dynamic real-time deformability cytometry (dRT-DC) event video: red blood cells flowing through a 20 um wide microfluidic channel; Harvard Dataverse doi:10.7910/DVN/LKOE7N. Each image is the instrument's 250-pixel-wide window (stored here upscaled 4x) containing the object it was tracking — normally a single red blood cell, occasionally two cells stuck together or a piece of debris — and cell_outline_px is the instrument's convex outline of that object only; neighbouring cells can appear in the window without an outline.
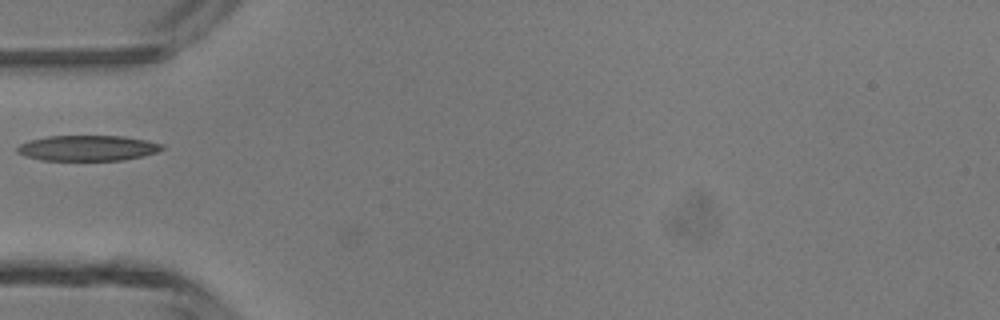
{"species": "common noctule bat (a hibernating species)", "species_latin": "Nyctalus noctula", "temperature_condition": "room temperature", "stored_images_in_passage": 8, "camera_frame_rate_fps": 3000, "um_per_image_px": 0.085, "animal": {"sex": "male", "body_mass_g": 13.3}, "frame": {"image": 1, "passage_image": 6, "time_ms": 1.667, "image_size_px": [1000, 320], "cell_outline_px": [[164, 148], [156, 152], [144, 156], [124, 160], [40, 160], [24, 156], [16, 152], [16, 148], [20, 144], [28, 140], [48, 136], [124, 136], [148, 140], [164, 144]], "centroid_in_image_um": [7.45, 12.58], "position_along_channel_um": 77.6, "area_um2": 21.73}}